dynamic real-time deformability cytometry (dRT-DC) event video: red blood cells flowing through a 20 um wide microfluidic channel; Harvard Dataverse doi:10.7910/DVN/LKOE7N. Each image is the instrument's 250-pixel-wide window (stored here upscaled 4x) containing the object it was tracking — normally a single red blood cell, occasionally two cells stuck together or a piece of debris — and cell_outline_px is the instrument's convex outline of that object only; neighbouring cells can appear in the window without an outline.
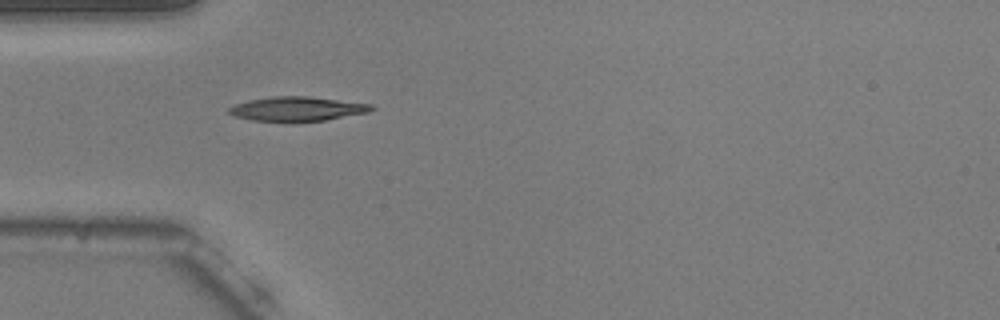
{"species": "common noctule bat (a hibernating species)", "species_latin": "Nyctalus noctula", "temperature_condition": "warm", "stored_images_in_passage": 38, "camera_frame_rate_fps": 3000, "um_per_image_px": 0.085, "animal": {"sex": "male", "body_mass_g": 20.5, "forearm_length_mm": 52.5}, "frame": {"image": 1, "passage_image": 1, "time_ms": 0.0, "image_size_px": [1000, 320], "cell_outline_px": [[376, 108], [368, 112], [324, 120], [296, 124], [292, 124], [252, 120], [236, 116], [228, 112], [228, 108], [236, 104], [248, 100], [272, 96], [308, 96], [372, 104]], "centroid_in_image_um": [25.25, 9.28], "position_along_channel_um": 59.8, "area_um2": 20.75}}
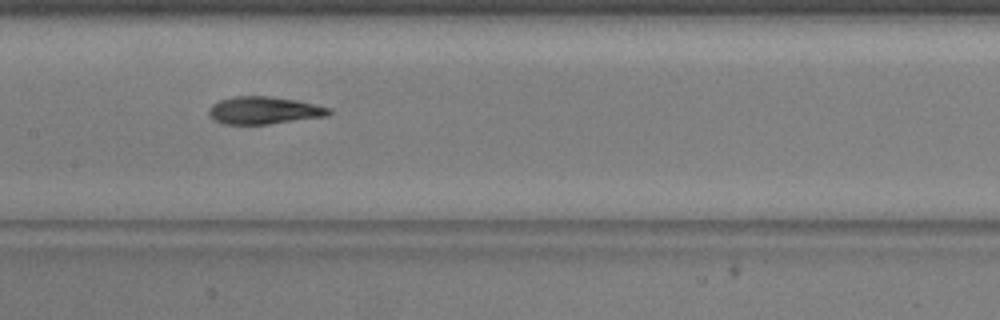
{"frame": {"image": 2, "passage_image": 11, "time_ms": 3.333, "image_size_px": [1000, 320], "cell_outline_px": [[332, 112], [328, 116], [268, 124], [224, 124], [216, 120], [208, 112], [208, 108], [212, 104], [220, 100], [232, 96], [268, 96], [296, 100], [332, 108]], "centroid_in_image_um": [22.46, 9.37], "position_along_channel_um": 184.9, "area_um2": 19.19}}
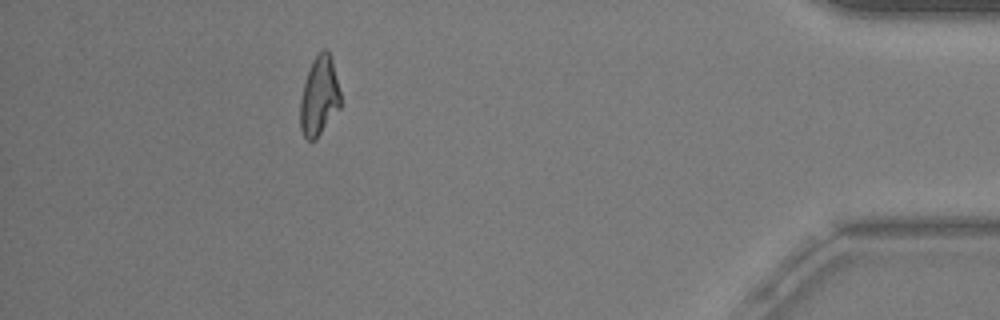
{"frame": {"image": 3, "passage_image": 33, "time_ms": 10.667, "image_size_px": [1000, 320], "cell_outline_px": [[340, 108], [316, 140], [308, 140], [304, 136], [300, 128], [300, 100], [304, 84], [312, 60], [324, 48], [328, 52], [332, 60], [340, 92]], "centroid_in_image_um": [27.13, 8.22], "position_along_channel_um": 408.1, "area_um2": 18.44}, "authors_computed_cell_mechanics": {"area_um2": 19.1607, "velocity_mm_per_s": 3.7826, "shape_relaxation_time_tau1_ms": null, "shape_relaxation_time_tau2_ms": 2.0005, "deformation_change_tau1": null, "deformation_change_tau2": 0.0827}}